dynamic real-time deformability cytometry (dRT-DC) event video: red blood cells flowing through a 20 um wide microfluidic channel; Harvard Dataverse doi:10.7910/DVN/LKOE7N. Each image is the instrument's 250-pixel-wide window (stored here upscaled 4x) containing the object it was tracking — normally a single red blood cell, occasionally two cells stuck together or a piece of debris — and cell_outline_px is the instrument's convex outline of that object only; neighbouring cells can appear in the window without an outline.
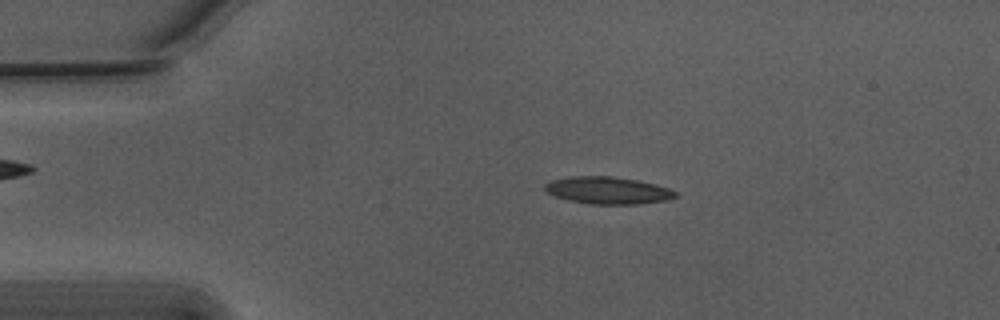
{"species": "Egyptian fruit bat (a non-hibernating species)", "species_latin": "Rousettus aegyptiacus", "temperature_condition": "warm", "stored_images_in_passage": 35, "camera_frame_rate_fps": 3000, "um_per_image_px": 0.085, "animal": {"sex": "male"}, "frame": {"image": 1, "passage_image": 9, "time_ms": 2.667, "image_size_px": [1000, 320], "cell_outline_px": [[676, 196], [668, 200], [636, 204], [592, 204], [572, 200], [556, 196], [548, 192], [544, 188], [544, 184], [552, 180], [572, 176], [612, 176], [636, 180], [668, 188], [676, 192]], "centroid_in_image_um": [51.66, 16.18], "position_along_channel_um": 33.3, "area_um2": 20.29}}
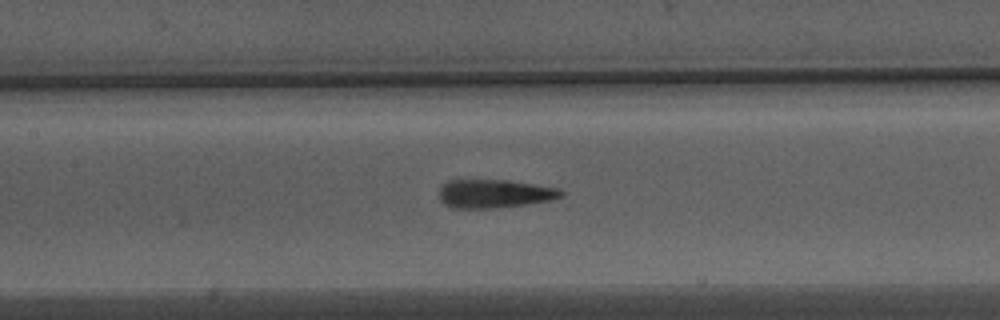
{"frame": {"image": 2, "passage_image": 23, "time_ms": 7.333, "image_size_px": [1000, 320], "cell_outline_px": [[564, 196], [552, 200], [496, 208], [452, 208], [444, 204], [440, 200], [440, 188], [448, 180], [508, 180], [560, 188], [564, 192]], "centroid_in_image_um": [42.05, 16.46], "position_along_channel_um": 165.3, "area_um2": 20.29}}
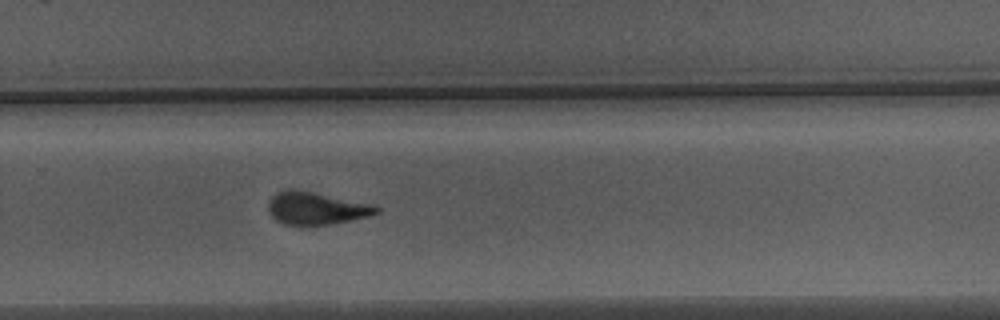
{"frame": {"image": 3, "passage_image": 34, "time_ms": 11.0, "image_size_px": [1000, 320], "cell_outline_px": [[380, 212], [368, 216], [332, 224], [308, 228], [284, 224], [276, 220], [272, 216], [268, 208], [268, 204], [272, 196], [276, 192], [288, 188], [312, 192], [372, 204], [380, 208]], "centroid_in_image_um": [26.84, 17.74], "position_along_channel_um": 303.0, "area_um2": 20.87}}